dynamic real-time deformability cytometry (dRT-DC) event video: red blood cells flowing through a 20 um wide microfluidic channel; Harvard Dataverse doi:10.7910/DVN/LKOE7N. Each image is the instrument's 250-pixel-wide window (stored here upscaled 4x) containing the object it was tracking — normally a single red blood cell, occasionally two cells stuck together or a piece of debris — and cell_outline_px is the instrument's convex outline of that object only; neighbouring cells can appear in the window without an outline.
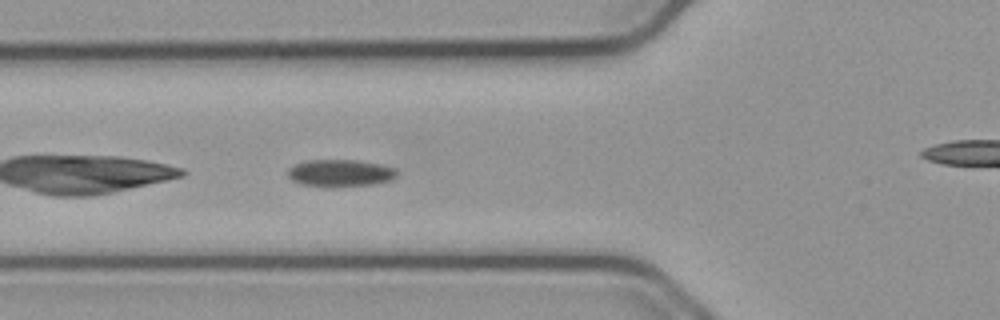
{"species": "common noctule bat (a hibernating species)", "species_latin": "Nyctalus noctula", "temperature_condition": "cold", "stored_images_in_passage": 27, "camera_frame_rate_fps": 3000, "um_per_image_px": 0.085, "animal": {"sex": "male", "body_mass_g": 23.1, "forearm_length_mm": 52.7}, "frame": {"image": 1, "passage_image": 3, "time_ms": 0.667, "image_size_px": [1000, 320], "cell_outline_px": [[400, 172], [392, 180], [372, 184], [336, 188], [328, 188], [300, 184], [292, 180], [288, 176], [288, 168], [304, 160], [356, 160], [380, 164], [396, 168]], "centroid_in_image_um": [28.93, 14.73], "position_along_channel_um": 96.9, "area_um2": 17.74}}
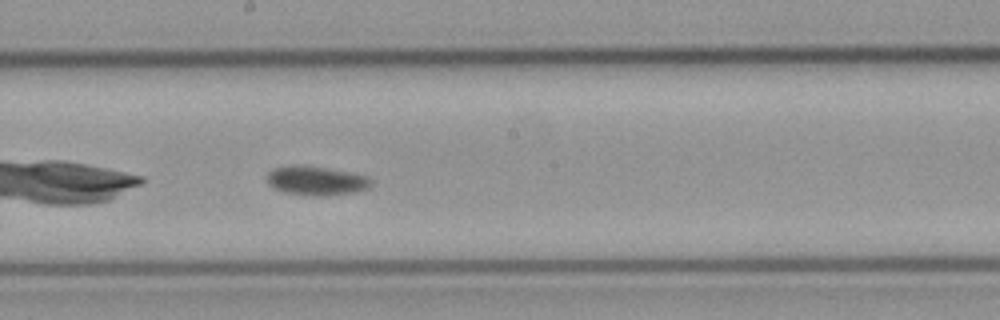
{"frame": {"image": 2, "passage_image": 13, "time_ms": 4.0, "image_size_px": [1000, 320], "cell_outline_px": [[372, 184], [368, 188], [356, 192], [328, 196], [312, 196], [284, 192], [268, 184], [268, 172], [272, 168], [288, 164], [300, 164], [352, 172], [372, 176]], "centroid_in_image_um": [26.92, 15.34], "position_along_channel_um": 221.3, "area_um2": 18.15}}
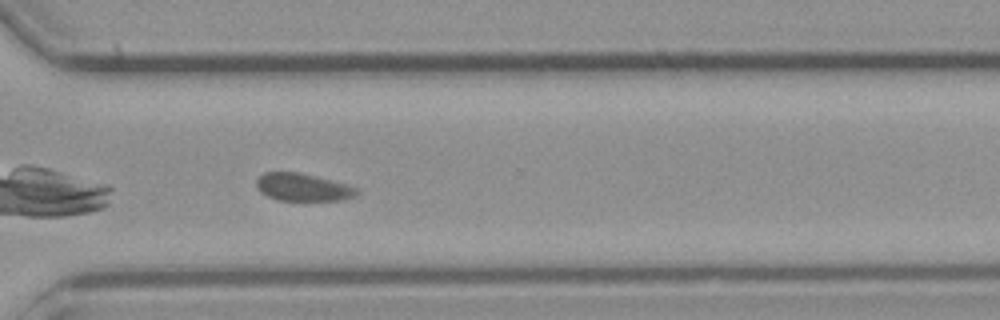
{"frame": {"image": 3, "passage_image": 23, "time_ms": 7.333, "image_size_px": [1000, 320], "cell_outline_px": [[360, 192], [356, 196], [344, 200], [276, 200], [260, 192], [256, 188], [256, 180], [264, 172], [300, 172], [348, 184], [360, 188]], "centroid_in_image_um": [25.78, 15.91], "position_along_channel_um": 344.8, "area_um2": 16.42}}